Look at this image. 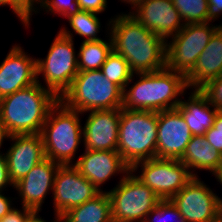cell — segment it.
<instances>
[{
  "instance_id": "1",
  "label": "cell",
  "mask_w": 222,
  "mask_h": 222,
  "mask_svg": "<svg viewBox=\"0 0 222 222\" xmlns=\"http://www.w3.org/2000/svg\"><path fill=\"white\" fill-rule=\"evenodd\" d=\"M109 34L113 50L126 59L133 73H145L166 67V40L146 29L130 13L110 18Z\"/></svg>"
},
{
  "instance_id": "2",
  "label": "cell",
  "mask_w": 222,
  "mask_h": 222,
  "mask_svg": "<svg viewBox=\"0 0 222 222\" xmlns=\"http://www.w3.org/2000/svg\"><path fill=\"white\" fill-rule=\"evenodd\" d=\"M134 75L138 78L132 84ZM187 89L186 77L167 67L154 72L133 73L123 90L122 108L154 112L175 109Z\"/></svg>"
},
{
  "instance_id": "3",
  "label": "cell",
  "mask_w": 222,
  "mask_h": 222,
  "mask_svg": "<svg viewBox=\"0 0 222 222\" xmlns=\"http://www.w3.org/2000/svg\"><path fill=\"white\" fill-rule=\"evenodd\" d=\"M37 79L35 84L0 99V119L10 135L40 134L59 98Z\"/></svg>"
},
{
  "instance_id": "4",
  "label": "cell",
  "mask_w": 222,
  "mask_h": 222,
  "mask_svg": "<svg viewBox=\"0 0 222 222\" xmlns=\"http://www.w3.org/2000/svg\"><path fill=\"white\" fill-rule=\"evenodd\" d=\"M82 114L60 99L51 108L40 132L46 158L60 165H73L78 146L84 141L79 119Z\"/></svg>"
},
{
  "instance_id": "5",
  "label": "cell",
  "mask_w": 222,
  "mask_h": 222,
  "mask_svg": "<svg viewBox=\"0 0 222 222\" xmlns=\"http://www.w3.org/2000/svg\"><path fill=\"white\" fill-rule=\"evenodd\" d=\"M157 126L158 112L121 108L118 152L130 168L156 158Z\"/></svg>"
},
{
  "instance_id": "6",
  "label": "cell",
  "mask_w": 222,
  "mask_h": 222,
  "mask_svg": "<svg viewBox=\"0 0 222 222\" xmlns=\"http://www.w3.org/2000/svg\"><path fill=\"white\" fill-rule=\"evenodd\" d=\"M60 100L84 115L89 111L122 108L123 90L108 80L101 69L79 71Z\"/></svg>"
},
{
  "instance_id": "7",
  "label": "cell",
  "mask_w": 222,
  "mask_h": 222,
  "mask_svg": "<svg viewBox=\"0 0 222 222\" xmlns=\"http://www.w3.org/2000/svg\"><path fill=\"white\" fill-rule=\"evenodd\" d=\"M47 56L36 59L37 79H44V87L59 99L71 87L78 74V54H76L73 34L67 27H61L55 35Z\"/></svg>"
},
{
  "instance_id": "8",
  "label": "cell",
  "mask_w": 222,
  "mask_h": 222,
  "mask_svg": "<svg viewBox=\"0 0 222 222\" xmlns=\"http://www.w3.org/2000/svg\"><path fill=\"white\" fill-rule=\"evenodd\" d=\"M107 191L111 201L112 222H144L161 200L153 190L130 171Z\"/></svg>"
},
{
  "instance_id": "9",
  "label": "cell",
  "mask_w": 222,
  "mask_h": 222,
  "mask_svg": "<svg viewBox=\"0 0 222 222\" xmlns=\"http://www.w3.org/2000/svg\"><path fill=\"white\" fill-rule=\"evenodd\" d=\"M217 30L218 26L212 22L185 24L166 41V67L186 77Z\"/></svg>"
},
{
  "instance_id": "10",
  "label": "cell",
  "mask_w": 222,
  "mask_h": 222,
  "mask_svg": "<svg viewBox=\"0 0 222 222\" xmlns=\"http://www.w3.org/2000/svg\"><path fill=\"white\" fill-rule=\"evenodd\" d=\"M140 171L137 175V171ZM131 171L161 199H171L193 178L189 169L176 159L152 158L136 163Z\"/></svg>"
},
{
  "instance_id": "11",
  "label": "cell",
  "mask_w": 222,
  "mask_h": 222,
  "mask_svg": "<svg viewBox=\"0 0 222 222\" xmlns=\"http://www.w3.org/2000/svg\"><path fill=\"white\" fill-rule=\"evenodd\" d=\"M205 184L193 177L170 199L187 222H212L222 213V197Z\"/></svg>"
},
{
  "instance_id": "12",
  "label": "cell",
  "mask_w": 222,
  "mask_h": 222,
  "mask_svg": "<svg viewBox=\"0 0 222 222\" xmlns=\"http://www.w3.org/2000/svg\"><path fill=\"white\" fill-rule=\"evenodd\" d=\"M100 191L73 165H60L53 184L54 214L61 216L69 209L82 205Z\"/></svg>"
},
{
  "instance_id": "13",
  "label": "cell",
  "mask_w": 222,
  "mask_h": 222,
  "mask_svg": "<svg viewBox=\"0 0 222 222\" xmlns=\"http://www.w3.org/2000/svg\"><path fill=\"white\" fill-rule=\"evenodd\" d=\"M156 158L180 160L192 133L175 108L158 112Z\"/></svg>"
},
{
  "instance_id": "14",
  "label": "cell",
  "mask_w": 222,
  "mask_h": 222,
  "mask_svg": "<svg viewBox=\"0 0 222 222\" xmlns=\"http://www.w3.org/2000/svg\"><path fill=\"white\" fill-rule=\"evenodd\" d=\"M129 13L146 29L166 41L185 25L172 0H145Z\"/></svg>"
},
{
  "instance_id": "15",
  "label": "cell",
  "mask_w": 222,
  "mask_h": 222,
  "mask_svg": "<svg viewBox=\"0 0 222 222\" xmlns=\"http://www.w3.org/2000/svg\"><path fill=\"white\" fill-rule=\"evenodd\" d=\"M12 45L0 65V99L37 82L36 58Z\"/></svg>"
},
{
  "instance_id": "16",
  "label": "cell",
  "mask_w": 222,
  "mask_h": 222,
  "mask_svg": "<svg viewBox=\"0 0 222 222\" xmlns=\"http://www.w3.org/2000/svg\"><path fill=\"white\" fill-rule=\"evenodd\" d=\"M83 128L85 150L118 151L121 108L89 111Z\"/></svg>"
},
{
  "instance_id": "17",
  "label": "cell",
  "mask_w": 222,
  "mask_h": 222,
  "mask_svg": "<svg viewBox=\"0 0 222 222\" xmlns=\"http://www.w3.org/2000/svg\"><path fill=\"white\" fill-rule=\"evenodd\" d=\"M11 141L12 144L4 155L7 160L9 178L15 184L46 156L40 134L11 135Z\"/></svg>"
},
{
  "instance_id": "18",
  "label": "cell",
  "mask_w": 222,
  "mask_h": 222,
  "mask_svg": "<svg viewBox=\"0 0 222 222\" xmlns=\"http://www.w3.org/2000/svg\"><path fill=\"white\" fill-rule=\"evenodd\" d=\"M73 166L100 192L101 185L115 174L126 175L131 171L118 151L84 150Z\"/></svg>"
},
{
  "instance_id": "19",
  "label": "cell",
  "mask_w": 222,
  "mask_h": 222,
  "mask_svg": "<svg viewBox=\"0 0 222 222\" xmlns=\"http://www.w3.org/2000/svg\"><path fill=\"white\" fill-rule=\"evenodd\" d=\"M59 166L57 162L45 158L14 184L22 206L33 211H41L46 195L53 191L54 178Z\"/></svg>"
},
{
  "instance_id": "20",
  "label": "cell",
  "mask_w": 222,
  "mask_h": 222,
  "mask_svg": "<svg viewBox=\"0 0 222 222\" xmlns=\"http://www.w3.org/2000/svg\"><path fill=\"white\" fill-rule=\"evenodd\" d=\"M222 75V34L217 30L198 56L191 72L186 76L189 89H200L210 80Z\"/></svg>"
},
{
  "instance_id": "21",
  "label": "cell",
  "mask_w": 222,
  "mask_h": 222,
  "mask_svg": "<svg viewBox=\"0 0 222 222\" xmlns=\"http://www.w3.org/2000/svg\"><path fill=\"white\" fill-rule=\"evenodd\" d=\"M187 100L181 99L176 109L182 114L192 136L204 135L213 124L219 111L211 105L200 89H191Z\"/></svg>"
},
{
  "instance_id": "22",
  "label": "cell",
  "mask_w": 222,
  "mask_h": 222,
  "mask_svg": "<svg viewBox=\"0 0 222 222\" xmlns=\"http://www.w3.org/2000/svg\"><path fill=\"white\" fill-rule=\"evenodd\" d=\"M180 161L193 177H198L196 170H206L216 176L222 168V155L211 146L204 135L191 137Z\"/></svg>"
},
{
  "instance_id": "23",
  "label": "cell",
  "mask_w": 222,
  "mask_h": 222,
  "mask_svg": "<svg viewBox=\"0 0 222 222\" xmlns=\"http://www.w3.org/2000/svg\"><path fill=\"white\" fill-rule=\"evenodd\" d=\"M64 222H112L111 201L107 191H101L82 205L60 216Z\"/></svg>"
},
{
  "instance_id": "24",
  "label": "cell",
  "mask_w": 222,
  "mask_h": 222,
  "mask_svg": "<svg viewBox=\"0 0 222 222\" xmlns=\"http://www.w3.org/2000/svg\"><path fill=\"white\" fill-rule=\"evenodd\" d=\"M108 36L106 40L82 41L78 54L79 71H91L101 69L108 55L113 50L112 38L109 34V23H107Z\"/></svg>"
},
{
  "instance_id": "25",
  "label": "cell",
  "mask_w": 222,
  "mask_h": 222,
  "mask_svg": "<svg viewBox=\"0 0 222 222\" xmlns=\"http://www.w3.org/2000/svg\"><path fill=\"white\" fill-rule=\"evenodd\" d=\"M98 14L80 10L78 13L68 17L69 26L73 29L76 35L85 37V41H96L100 40L97 34L100 33L101 22Z\"/></svg>"
},
{
  "instance_id": "26",
  "label": "cell",
  "mask_w": 222,
  "mask_h": 222,
  "mask_svg": "<svg viewBox=\"0 0 222 222\" xmlns=\"http://www.w3.org/2000/svg\"><path fill=\"white\" fill-rule=\"evenodd\" d=\"M101 71L108 80L118 85L122 90L130 82L133 75L126 59L114 50L108 55Z\"/></svg>"
},
{
  "instance_id": "27",
  "label": "cell",
  "mask_w": 222,
  "mask_h": 222,
  "mask_svg": "<svg viewBox=\"0 0 222 222\" xmlns=\"http://www.w3.org/2000/svg\"><path fill=\"white\" fill-rule=\"evenodd\" d=\"M184 24L208 22L207 0H172Z\"/></svg>"
},
{
  "instance_id": "28",
  "label": "cell",
  "mask_w": 222,
  "mask_h": 222,
  "mask_svg": "<svg viewBox=\"0 0 222 222\" xmlns=\"http://www.w3.org/2000/svg\"><path fill=\"white\" fill-rule=\"evenodd\" d=\"M170 217L177 220L176 222H187L170 199L160 200L146 216L144 222H168Z\"/></svg>"
},
{
  "instance_id": "29",
  "label": "cell",
  "mask_w": 222,
  "mask_h": 222,
  "mask_svg": "<svg viewBox=\"0 0 222 222\" xmlns=\"http://www.w3.org/2000/svg\"><path fill=\"white\" fill-rule=\"evenodd\" d=\"M39 6L40 7L35 10V14L43 9L42 11L45 10V13L68 18L80 11L77 0H40Z\"/></svg>"
},
{
  "instance_id": "30",
  "label": "cell",
  "mask_w": 222,
  "mask_h": 222,
  "mask_svg": "<svg viewBox=\"0 0 222 222\" xmlns=\"http://www.w3.org/2000/svg\"><path fill=\"white\" fill-rule=\"evenodd\" d=\"M200 90L211 105L222 110V75L210 80Z\"/></svg>"
},
{
  "instance_id": "31",
  "label": "cell",
  "mask_w": 222,
  "mask_h": 222,
  "mask_svg": "<svg viewBox=\"0 0 222 222\" xmlns=\"http://www.w3.org/2000/svg\"><path fill=\"white\" fill-rule=\"evenodd\" d=\"M204 137L222 155V110L217 112L213 126L205 132Z\"/></svg>"
},
{
  "instance_id": "32",
  "label": "cell",
  "mask_w": 222,
  "mask_h": 222,
  "mask_svg": "<svg viewBox=\"0 0 222 222\" xmlns=\"http://www.w3.org/2000/svg\"><path fill=\"white\" fill-rule=\"evenodd\" d=\"M9 6L12 12L20 19L23 26L30 27V20L32 21V13L19 0H0V6Z\"/></svg>"
},
{
  "instance_id": "33",
  "label": "cell",
  "mask_w": 222,
  "mask_h": 222,
  "mask_svg": "<svg viewBox=\"0 0 222 222\" xmlns=\"http://www.w3.org/2000/svg\"><path fill=\"white\" fill-rule=\"evenodd\" d=\"M34 212L35 211L24 206H22V210L15 207L2 217L0 222H26Z\"/></svg>"
},
{
  "instance_id": "34",
  "label": "cell",
  "mask_w": 222,
  "mask_h": 222,
  "mask_svg": "<svg viewBox=\"0 0 222 222\" xmlns=\"http://www.w3.org/2000/svg\"><path fill=\"white\" fill-rule=\"evenodd\" d=\"M80 10L96 14L103 13L107 7V0H77Z\"/></svg>"
},
{
  "instance_id": "35",
  "label": "cell",
  "mask_w": 222,
  "mask_h": 222,
  "mask_svg": "<svg viewBox=\"0 0 222 222\" xmlns=\"http://www.w3.org/2000/svg\"><path fill=\"white\" fill-rule=\"evenodd\" d=\"M12 186L14 188V184L11 182L8 174V166L7 160L2 152H0V192L6 191V187Z\"/></svg>"
},
{
  "instance_id": "36",
  "label": "cell",
  "mask_w": 222,
  "mask_h": 222,
  "mask_svg": "<svg viewBox=\"0 0 222 222\" xmlns=\"http://www.w3.org/2000/svg\"><path fill=\"white\" fill-rule=\"evenodd\" d=\"M208 1V22L218 20L222 14V0H207Z\"/></svg>"
},
{
  "instance_id": "37",
  "label": "cell",
  "mask_w": 222,
  "mask_h": 222,
  "mask_svg": "<svg viewBox=\"0 0 222 222\" xmlns=\"http://www.w3.org/2000/svg\"><path fill=\"white\" fill-rule=\"evenodd\" d=\"M13 199L5 197L3 192H0V219L4 217L10 210L14 208Z\"/></svg>"
},
{
  "instance_id": "38",
  "label": "cell",
  "mask_w": 222,
  "mask_h": 222,
  "mask_svg": "<svg viewBox=\"0 0 222 222\" xmlns=\"http://www.w3.org/2000/svg\"><path fill=\"white\" fill-rule=\"evenodd\" d=\"M33 15L39 7L40 0H19ZM38 4V6L36 5ZM36 6V7H35Z\"/></svg>"
},
{
  "instance_id": "39",
  "label": "cell",
  "mask_w": 222,
  "mask_h": 222,
  "mask_svg": "<svg viewBox=\"0 0 222 222\" xmlns=\"http://www.w3.org/2000/svg\"><path fill=\"white\" fill-rule=\"evenodd\" d=\"M10 133L8 132L7 128L5 127V125L2 123L1 119H0V149L1 146L3 145V142L7 139H10ZM1 152V150H0Z\"/></svg>"
},
{
  "instance_id": "40",
  "label": "cell",
  "mask_w": 222,
  "mask_h": 222,
  "mask_svg": "<svg viewBox=\"0 0 222 222\" xmlns=\"http://www.w3.org/2000/svg\"><path fill=\"white\" fill-rule=\"evenodd\" d=\"M60 217L55 215V220L52 222H56ZM26 222H47L44 218L40 217L39 211H35L28 219Z\"/></svg>"
},
{
  "instance_id": "41",
  "label": "cell",
  "mask_w": 222,
  "mask_h": 222,
  "mask_svg": "<svg viewBox=\"0 0 222 222\" xmlns=\"http://www.w3.org/2000/svg\"><path fill=\"white\" fill-rule=\"evenodd\" d=\"M121 2L123 3H126V4H130L131 5V11L133 9H135L140 3L144 2L145 0H120Z\"/></svg>"
},
{
  "instance_id": "42",
  "label": "cell",
  "mask_w": 222,
  "mask_h": 222,
  "mask_svg": "<svg viewBox=\"0 0 222 222\" xmlns=\"http://www.w3.org/2000/svg\"><path fill=\"white\" fill-rule=\"evenodd\" d=\"M215 178L217 179V182H219L220 185H222V168H221V170L218 172V174L215 176Z\"/></svg>"
},
{
  "instance_id": "43",
  "label": "cell",
  "mask_w": 222,
  "mask_h": 222,
  "mask_svg": "<svg viewBox=\"0 0 222 222\" xmlns=\"http://www.w3.org/2000/svg\"><path fill=\"white\" fill-rule=\"evenodd\" d=\"M212 222H222V213L216 219H214Z\"/></svg>"
},
{
  "instance_id": "44",
  "label": "cell",
  "mask_w": 222,
  "mask_h": 222,
  "mask_svg": "<svg viewBox=\"0 0 222 222\" xmlns=\"http://www.w3.org/2000/svg\"><path fill=\"white\" fill-rule=\"evenodd\" d=\"M218 31L222 34V23L218 25Z\"/></svg>"
},
{
  "instance_id": "45",
  "label": "cell",
  "mask_w": 222,
  "mask_h": 222,
  "mask_svg": "<svg viewBox=\"0 0 222 222\" xmlns=\"http://www.w3.org/2000/svg\"><path fill=\"white\" fill-rule=\"evenodd\" d=\"M56 222H64L61 218H59Z\"/></svg>"
}]
</instances>
